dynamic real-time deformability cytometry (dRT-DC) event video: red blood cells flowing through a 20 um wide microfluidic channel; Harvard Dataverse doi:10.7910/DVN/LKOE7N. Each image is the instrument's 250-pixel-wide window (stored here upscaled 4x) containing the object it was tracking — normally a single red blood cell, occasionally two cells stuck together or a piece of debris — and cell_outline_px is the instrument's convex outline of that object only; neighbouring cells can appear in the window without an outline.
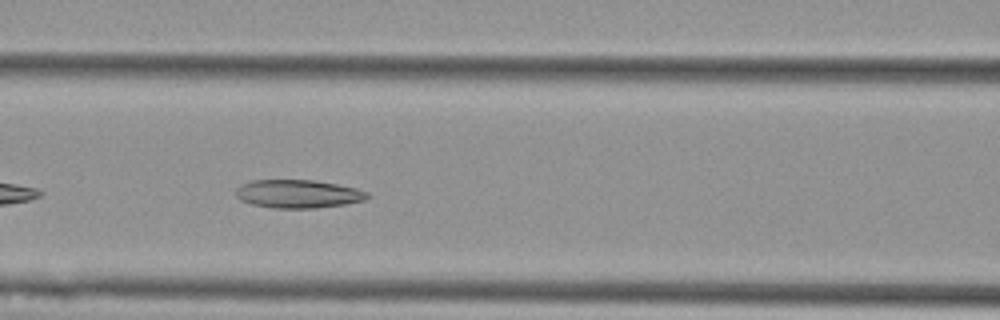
{"species": "Egyptian fruit bat (a non-hibernating species)", "species_latin": "Rousettus aegyptiacus", "temperature_condition": "cold", "stored_images_in_passage": 13, "camera_frame_rate_fps": 3000, "um_per_image_px": 0.085, "animal": {"sex": "female"}, "frame": {"image": 1, "passage_image": 6, "time_ms": 1.667, "image_size_px": [1000, 320], "cell_outline_px": [[368, 196], [364, 200], [344, 204], [316, 208], [276, 208], [252, 204], [240, 200], [236, 196], [236, 188], [240, 184], [252, 180], [316, 180], [356, 188], [368, 192]], "centroid_in_image_um": [25.3, 16.47], "position_along_channel_um": 141.3, "area_um2": 21.62}}
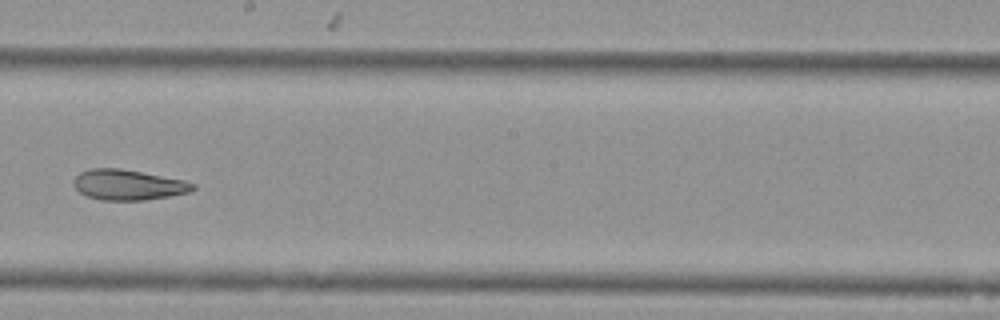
{"frame": {"image": 2, "passage_image": 8, "time_ms": 2.333, "image_size_px": [1000, 320], "cell_outline_px": [[196, 188], [192, 192], [144, 200], [100, 200], [84, 196], [72, 184], [72, 180], [80, 172], [88, 168], [120, 168], [184, 180], [196, 184]], "centroid_in_image_um": [10.87, 15.71], "position_along_channel_um": 237.3, "area_um2": 21.33}}